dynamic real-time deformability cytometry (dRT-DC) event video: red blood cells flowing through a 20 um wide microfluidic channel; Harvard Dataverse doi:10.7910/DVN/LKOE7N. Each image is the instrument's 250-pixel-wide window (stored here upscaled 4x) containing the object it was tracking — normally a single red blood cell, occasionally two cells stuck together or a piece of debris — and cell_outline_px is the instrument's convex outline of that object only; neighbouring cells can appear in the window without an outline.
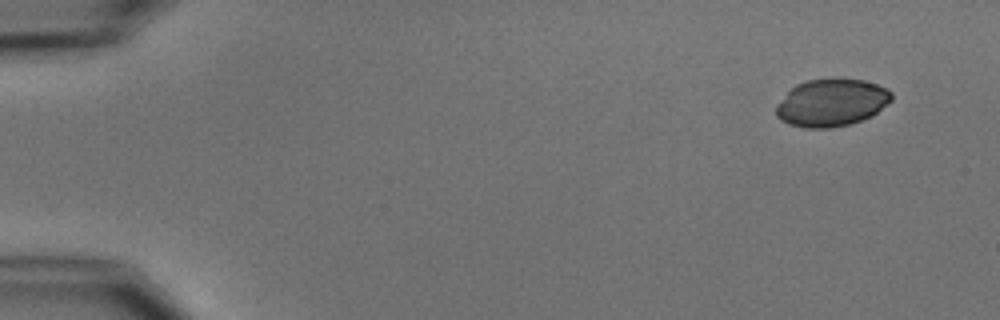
{"species": "common noctule bat (a hibernating species)", "species_latin": "Nyctalus noctula", "temperature_condition": "cold", "stored_images_in_passage": 5, "camera_frame_rate_fps": 3000, "um_per_image_px": 0.085, "animal": {"sex": "male", "body_mass_g": 15.6}, "frame": {"image": 1, "passage_image": 1, "time_ms": 0.0, "image_size_px": [1000, 320], "cell_outline_px": [[892, 100], [888, 104], [872, 116], [848, 124], [828, 128], [808, 128], [788, 124], [780, 120], [776, 116], [776, 104], [796, 84], [808, 80], [832, 76], [836, 76], [864, 80], [888, 88], [892, 92]], "centroid_in_image_um": [70.69, 8.69], "position_along_channel_um": 14.3, "area_um2": 32.48}}